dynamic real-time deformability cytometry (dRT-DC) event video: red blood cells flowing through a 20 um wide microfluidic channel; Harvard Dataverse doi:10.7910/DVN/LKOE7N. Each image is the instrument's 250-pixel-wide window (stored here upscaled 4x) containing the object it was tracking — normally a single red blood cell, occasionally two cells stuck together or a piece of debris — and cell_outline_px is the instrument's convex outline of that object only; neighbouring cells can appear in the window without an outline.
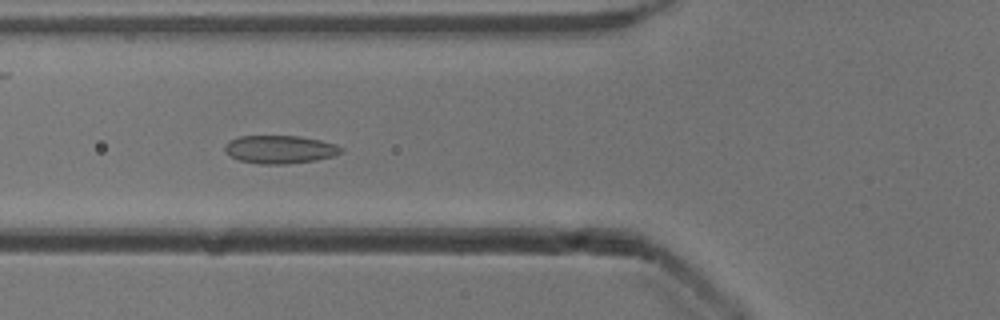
{"species": "common noctule bat (a hibernating species)", "species_latin": "Nyctalus noctula", "temperature_condition": "cold", "stored_images_in_passage": 6, "camera_frame_rate_fps": 3000, "um_per_image_px": 0.085, "animal": {"sex": "male", "body_mass_g": 13.3}, "frame": {"image": 1, "passage_image": 6, "time_ms": 1.667, "image_size_px": [1000, 320], "cell_outline_px": [[344, 152], [332, 156], [316, 160], [288, 164], [260, 164], [240, 160], [224, 152], [224, 144], [228, 140], [236, 136], [300, 136], [320, 140], [336, 144], [344, 148]], "centroid_in_image_um": [23.78, 12.69], "position_along_channel_um": 102.0, "area_um2": 19.25}}